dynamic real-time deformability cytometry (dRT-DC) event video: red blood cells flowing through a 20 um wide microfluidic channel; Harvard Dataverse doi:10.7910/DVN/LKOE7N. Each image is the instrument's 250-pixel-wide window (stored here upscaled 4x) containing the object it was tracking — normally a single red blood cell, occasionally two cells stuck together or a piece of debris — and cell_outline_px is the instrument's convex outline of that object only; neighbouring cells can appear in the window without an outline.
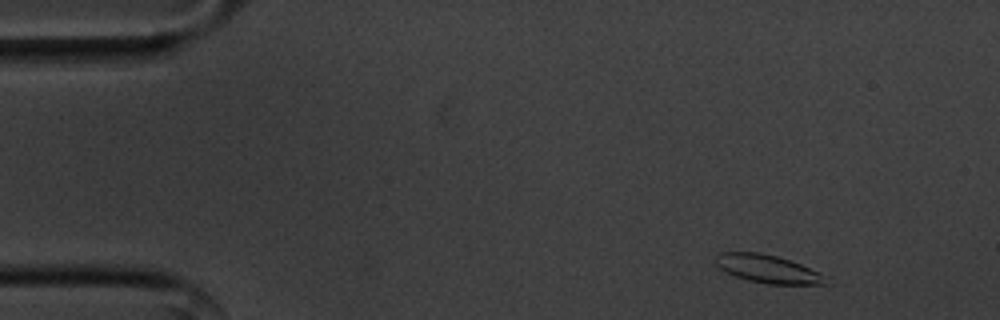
{"species": "common noctule bat (a hibernating species)", "species_latin": "Nyctalus noctula", "temperature_condition": "cold", "stored_images_in_passage": 14, "camera_frame_rate_fps": 3000, "um_per_image_px": 0.085, "animal": {"sex": "male", "body_mass_g": 20.1, "forearm_length_mm": 53.5}, "frame": {"image": 1, "passage_image": 3, "time_ms": 0.667, "image_size_px": [1000, 320], "cell_outline_px": [[832, 284], [768, 284], [748, 280], [736, 276], [720, 268], [716, 264], [716, 256], [720, 252], [760, 252], [776, 256], [800, 264], [828, 276]], "centroid_in_image_um": [65.33, 22.87], "position_along_channel_um": 19.7, "area_um2": 17.98}}